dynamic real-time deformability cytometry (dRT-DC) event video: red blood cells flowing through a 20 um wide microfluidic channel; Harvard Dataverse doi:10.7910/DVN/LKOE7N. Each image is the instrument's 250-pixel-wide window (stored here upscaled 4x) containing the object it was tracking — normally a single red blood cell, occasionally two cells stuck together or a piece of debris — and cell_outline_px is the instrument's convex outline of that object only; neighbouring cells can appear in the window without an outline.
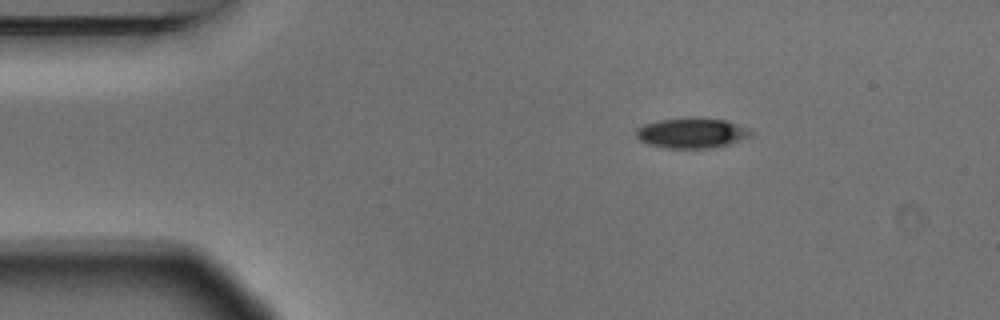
{"species": "Egyptian fruit bat (a non-hibernating species)", "species_latin": "Rousettus aegyptiacus", "temperature_condition": "warm", "stored_images_in_passage": 3, "camera_frame_rate_fps": 3000, "um_per_image_px": 0.085, "animal": {"sex": "male"}, "frame": {"image": 1, "passage_image": 1, "time_ms": 0.0, "image_size_px": [1000, 320], "cell_outline_px": [[752, 136], [728, 144], [708, 148], [668, 148], [648, 144], [640, 140], [636, 136], [636, 128], [644, 124], [660, 120], [688, 116], [696, 116], [724, 120], [748, 128], [752, 132]], "centroid_in_image_um": [58.78, 11.28], "position_along_channel_um": 26.2, "area_um2": 20.35}}
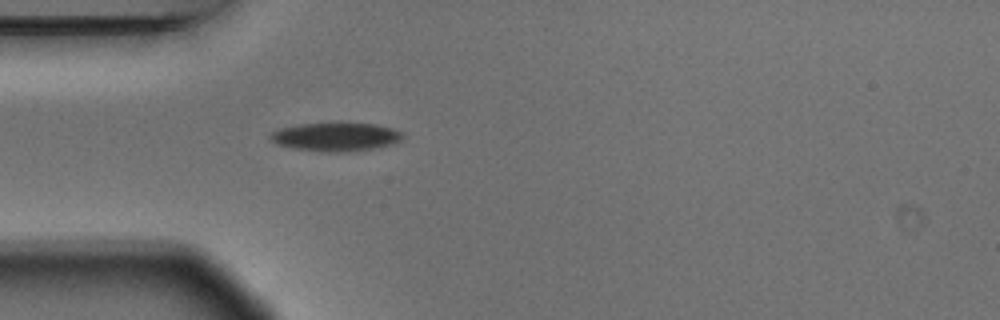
{"frame": {"image": 2, "passage_image": 3, "time_ms": 0.667, "image_size_px": [1000, 320], "cell_outline_px": [[404, 136], [400, 140], [392, 144], [372, 148], [336, 152], [324, 152], [296, 148], [276, 144], [268, 136], [272, 132], [280, 128], [300, 124], [372, 124], [392, 128], [400, 132]], "centroid_in_image_um": [28.51, 11.63], "position_along_channel_um": 56.5, "area_um2": 21.33}}